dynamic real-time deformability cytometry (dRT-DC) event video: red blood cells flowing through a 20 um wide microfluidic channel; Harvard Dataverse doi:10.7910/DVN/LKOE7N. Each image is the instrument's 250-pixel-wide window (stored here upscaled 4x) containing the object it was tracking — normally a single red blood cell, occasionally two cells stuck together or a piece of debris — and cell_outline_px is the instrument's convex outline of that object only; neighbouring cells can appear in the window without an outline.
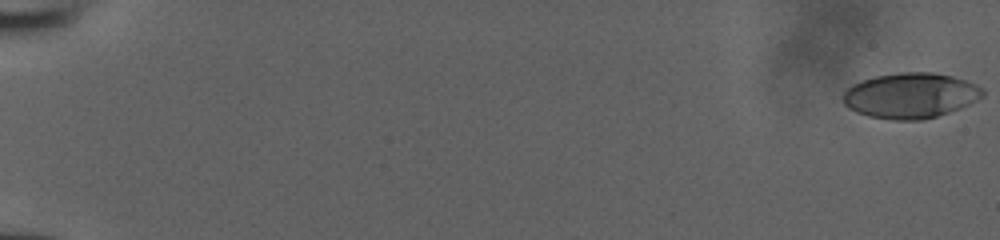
{"species": "human", "species_latin": "Homo sapiens", "temperature_condition": "room temperature", "stored_images_in_passage": 53, "camera_frame_rate_fps": 3000, "um_per_image_px": 0.085, "donor": {"sex": "male"}, "frame": {"image": 1, "passage_image": 1, "time_ms": 0.0, "image_size_px": [1000, 240], "cell_outline_px": [[984, 96], [960, 108], [924, 120], [892, 120], [868, 116], [856, 112], [848, 108], [844, 104], [844, 92], [852, 84], [876, 76], [900, 72], [932, 72], [952, 76], [976, 84], [984, 88]], "centroid_in_image_um": [77.4, 8.12], "position_along_channel_um": 7.6, "area_um2": 36.88}}
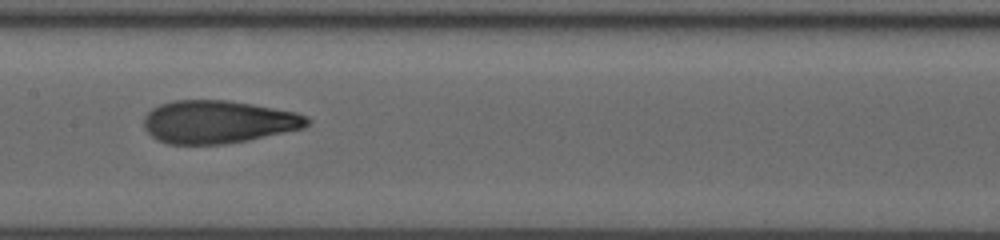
{"frame": {"image": 2, "passage_image": 30, "time_ms": 9.667, "image_size_px": [1000, 240], "cell_outline_px": [[312, 120], [304, 128], [248, 140], [224, 144], [168, 144], [152, 136], [144, 128], [144, 116], [152, 108], [160, 104], [172, 100], [228, 100], [252, 104], [296, 112], [308, 116]], "centroid_in_image_um": [18.55, 10.35], "position_along_channel_um": 188.8, "area_um2": 40.86}}
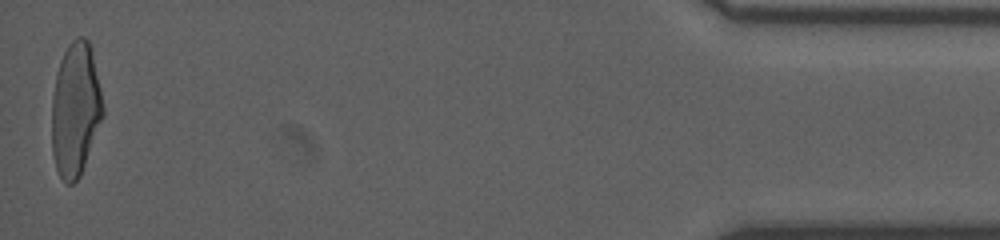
{"frame": {"image": 3, "passage_image": 53, "time_ms": 17.333, "image_size_px": [1000, 240], "cell_outline_px": [[104, 116], [80, 176], [72, 184], [64, 184], [56, 168], [52, 152], [52, 96], [56, 72], [60, 60], [68, 44], [76, 36], [84, 36], [88, 40], [92, 48], [104, 108]], "centroid_in_image_um": [6.41, 9.29], "position_along_channel_um": 428.8, "area_um2": 40.29}}